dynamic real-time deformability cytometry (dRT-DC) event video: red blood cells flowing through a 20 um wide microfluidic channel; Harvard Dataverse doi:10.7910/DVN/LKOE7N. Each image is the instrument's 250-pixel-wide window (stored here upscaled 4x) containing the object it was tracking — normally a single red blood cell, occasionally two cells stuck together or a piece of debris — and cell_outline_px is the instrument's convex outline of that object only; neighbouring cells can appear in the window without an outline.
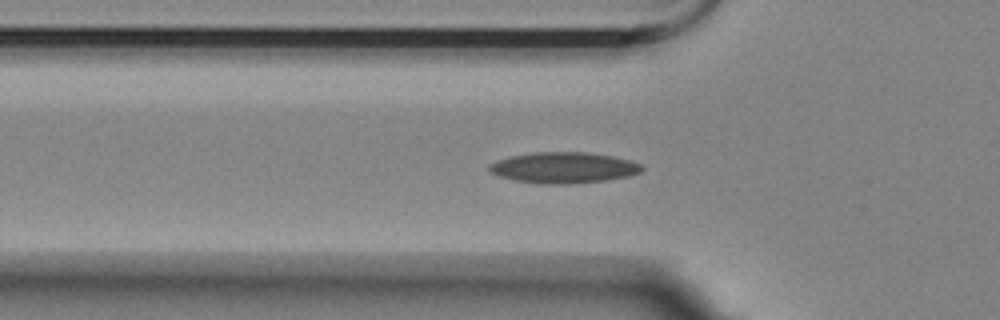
{"species": "Egyptian fruit bat (a non-hibernating species)", "species_latin": "Rousettus aegyptiacus", "temperature_condition": "room temperature", "stored_images_in_passage": 53, "camera_frame_rate_fps": 3000, "um_per_image_px": 0.085, "animal": {"sex": "female"}, "frame": {"image": 1, "passage_image": 14, "time_ms": 4.333, "image_size_px": [1000, 320], "cell_outline_px": [[644, 168], [640, 172], [628, 176], [604, 180], [568, 184], [540, 184], [516, 180], [500, 176], [492, 172], [488, 168], [488, 164], [508, 156], [532, 152], [588, 152], [612, 156], [628, 160], [640, 164]], "centroid_in_image_um": [47.88, 14.24], "position_along_channel_um": 77.9, "area_um2": 27.4}}
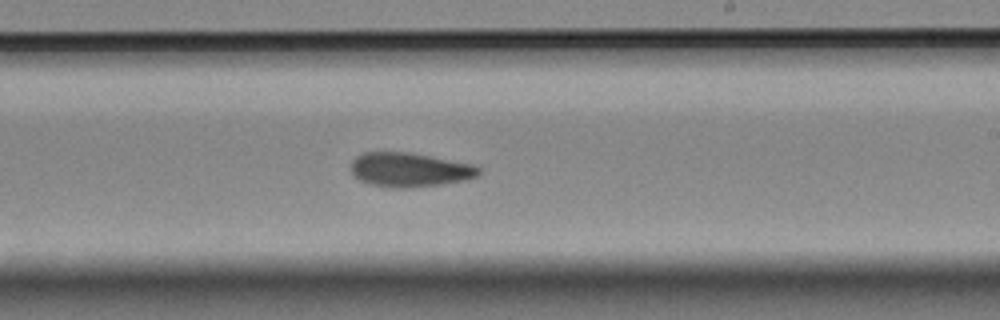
{"frame": {"image": 2, "passage_image": 29, "time_ms": 9.333, "image_size_px": [1000, 320], "cell_outline_px": [[480, 176], [468, 180], [444, 184], [408, 188], [392, 188], [368, 184], [352, 176], [352, 160], [356, 156], [364, 152], [408, 152], [476, 164], [480, 168]], "centroid_in_image_um": [34.86, 14.44], "position_along_channel_um": 254.1, "area_um2": 25.95}}
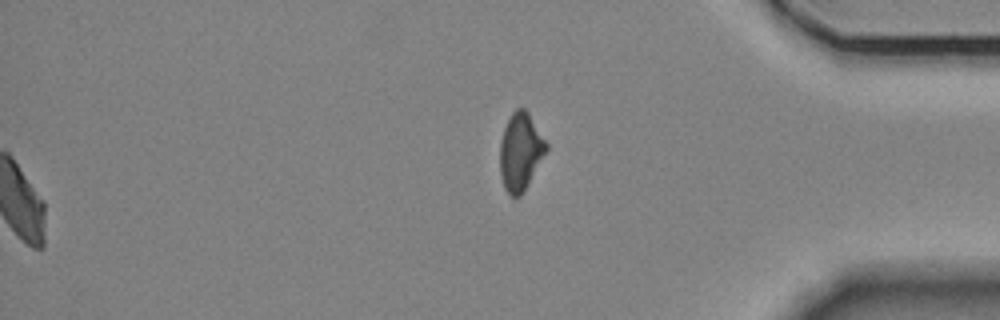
{"frame": {"image": 3, "passage_image": 53, "time_ms": 17.333, "image_size_px": [1000, 320], "cell_outline_px": [[548, 152], [520, 196], [512, 196], [504, 188], [500, 176], [500, 140], [504, 128], [512, 112], [516, 108], [524, 108], [528, 112], [548, 144]], "centroid_in_image_um": [44.25, 12.88], "position_along_channel_um": 391.0, "area_um2": 20.98}, "authors_computed_cell_mechanics": {"area_um2": 25.4898, "velocity_mm_per_s": 3.5114, "shape_relaxation_time_tau1_ms": 9.7519, "shape_relaxation_time_tau2_ms": 4.5387, "deformation_change_tau1": 0.1872, "deformation_change_tau2": 0.1115}}